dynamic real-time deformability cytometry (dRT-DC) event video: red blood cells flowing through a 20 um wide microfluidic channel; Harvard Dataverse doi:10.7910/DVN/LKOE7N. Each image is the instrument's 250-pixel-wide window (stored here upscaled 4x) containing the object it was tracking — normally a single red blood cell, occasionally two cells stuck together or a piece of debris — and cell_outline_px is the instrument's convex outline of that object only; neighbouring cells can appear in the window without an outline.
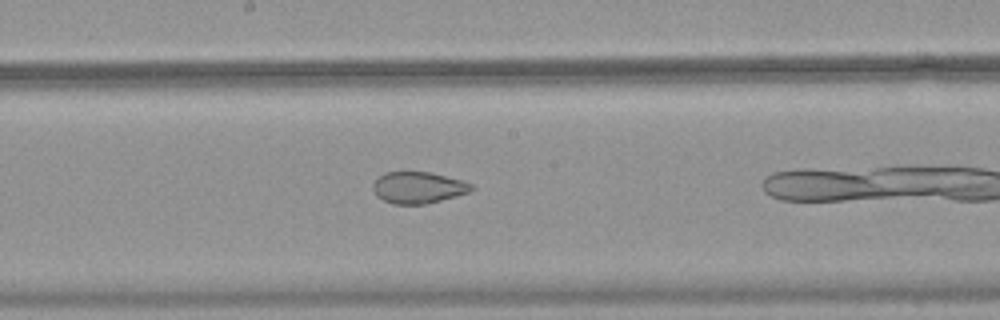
{"species": "common noctule bat (a hibernating species)", "species_latin": "Nyctalus noctula", "temperature_condition": "warm", "stored_images_in_passage": 28, "camera_frame_rate_fps": 3000, "um_per_image_px": 0.085, "animal": {"sex": "female", "body_mass_g": 18.4}, "frame": {"image": 1, "passage_image": 24, "time_ms": 7.667, "image_size_px": [1000, 320], "cell_outline_px": [[476, 188], [468, 192], [456, 196], [424, 204], [392, 204], [376, 196], [372, 188], [372, 184], [384, 172], [432, 172], [460, 180], [472, 184]], "centroid_in_image_um": [35.53, 15.94], "position_along_channel_um": 212.7, "area_um2": 18.03}}